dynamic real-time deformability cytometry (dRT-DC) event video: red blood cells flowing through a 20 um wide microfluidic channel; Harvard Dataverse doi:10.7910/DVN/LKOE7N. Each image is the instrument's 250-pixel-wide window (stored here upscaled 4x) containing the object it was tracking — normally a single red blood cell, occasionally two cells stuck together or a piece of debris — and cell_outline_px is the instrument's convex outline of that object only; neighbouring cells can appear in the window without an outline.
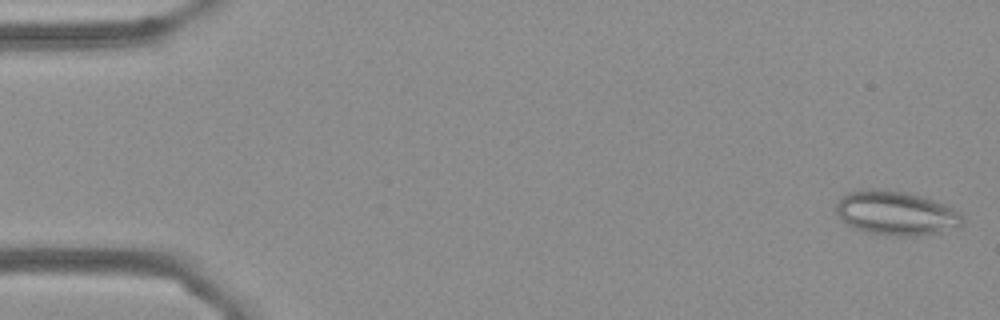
{"species": "Egyptian fruit bat (a non-hibernating species)", "species_latin": "Rousettus aegyptiacus", "temperature_condition": "cold", "stored_images_in_passage": 55, "camera_frame_rate_fps": 3000, "um_per_image_px": 0.085, "frame": {"image": 1, "passage_image": 1, "time_ms": 0.0, "image_size_px": [1000, 320], "cell_outline_px": [[964, 216], [960, 228], [940, 232], [916, 236], [896, 236], [864, 232], [848, 224], [836, 212], [836, 204], [848, 192], [868, 188], [888, 188], [908, 192], [924, 196], [944, 204], [960, 212]], "centroid_in_image_um": [76.21, 18.1], "position_along_channel_um": 8.8, "area_um2": 32.89}}
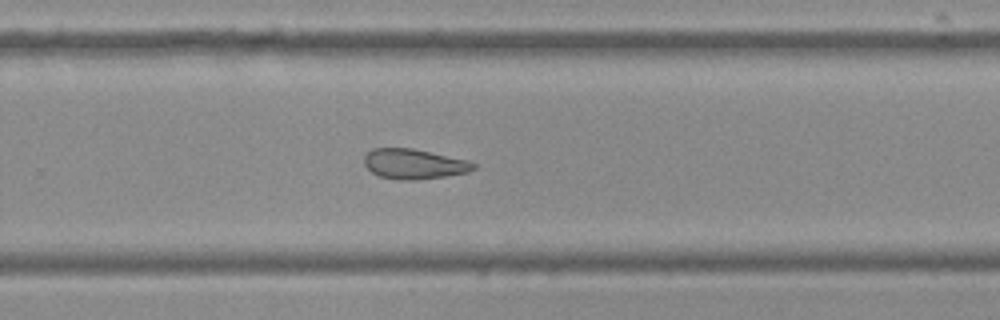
{"frame": {"image": 2, "passage_image": 36, "time_ms": 11.667, "image_size_px": [1000, 320], "cell_outline_px": [[476, 168], [468, 172], [444, 176], [416, 180], [396, 180], [380, 176], [372, 172], [364, 164], [364, 156], [372, 148], [412, 148], [468, 160], [476, 164]], "centroid_in_image_um": [35.18, 13.94], "position_along_channel_um": 294.6, "area_um2": 19.13}}
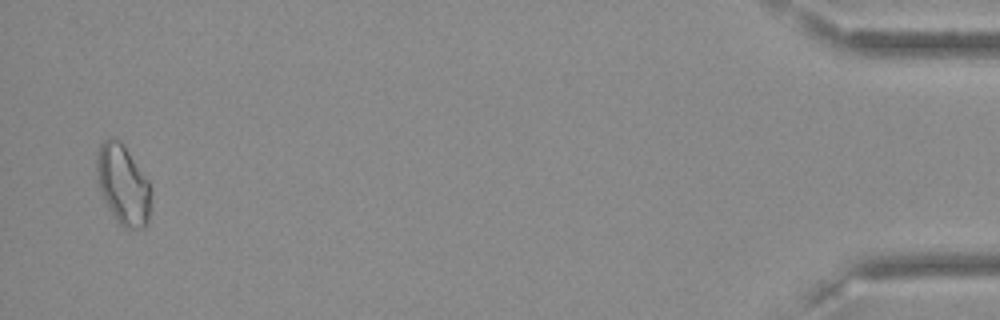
{"frame": {"image": 3, "passage_image": 54, "time_ms": 17.667, "image_size_px": [1000, 320], "cell_outline_px": [[152, 196], [148, 224], [144, 228], [124, 228], [116, 220], [104, 200], [100, 192], [96, 168], [96, 152], [100, 144], [104, 140], [120, 140], [148, 180]], "centroid_in_image_um": [10.47, 15.73], "position_along_channel_um": 424.7, "area_um2": 25.2}, "authors_computed_cell_mechanics": {"area_um2": 21.3282, "velocity_mm_per_s": 3.6001, "shape_relaxation_time_tau1_ms": null, "shape_relaxation_time_tau2_ms": 4.586, "deformation_change_tau1": null, "deformation_change_tau2": 0.1223}}